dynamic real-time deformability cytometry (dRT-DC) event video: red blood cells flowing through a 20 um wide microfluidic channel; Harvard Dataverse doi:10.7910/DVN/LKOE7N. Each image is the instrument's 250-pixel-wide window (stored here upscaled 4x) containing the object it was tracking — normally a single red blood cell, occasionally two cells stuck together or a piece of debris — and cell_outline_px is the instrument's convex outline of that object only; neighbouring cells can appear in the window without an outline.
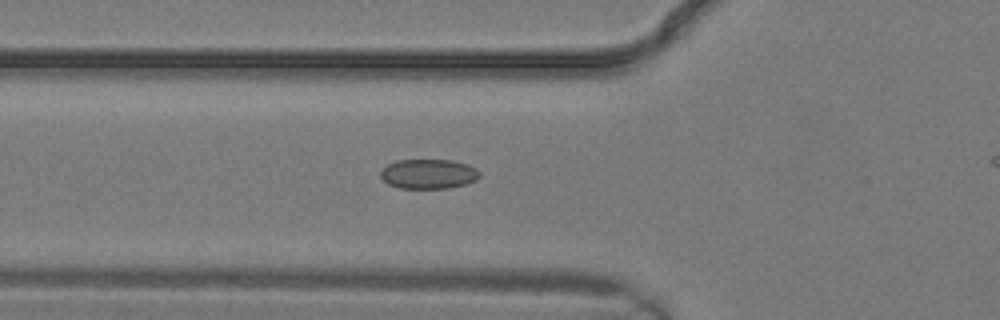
{"species": "common noctule bat (a hibernating species)", "species_latin": "Nyctalus noctula", "temperature_condition": "warm", "stored_images_in_passage": 5, "camera_frame_rate_fps": 3000, "um_per_image_px": 0.085, "animal": {"sex": "male", "body_mass_g": 19.2, "forearm_length_mm": 51.8}, "frame": {"image": 1, "passage_image": 3, "time_ms": 0.667, "image_size_px": [1000, 320], "cell_outline_px": [[480, 176], [476, 180], [464, 184], [448, 188], [400, 188], [388, 184], [380, 176], [380, 168], [396, 160], [452, 160], [468, 164], [476, 168], [480, 172]], "centroid_in_image_um": [36.41, 14.77], "position_along_channel_um": 89.4, "area_um2": 17.22}}
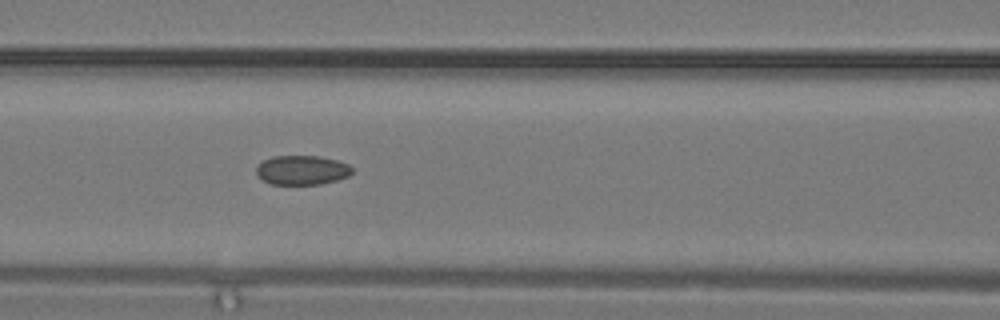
{"frame": {"image": 2, "passage_image": 5, "time_ms": 1.333, "image_size_px": [1000, 320], "cell_outline_px": [[352, 172], [348, 176], [336, 180], [320, 184], [272, 184], [264, 180], [256, 172], [256, 164], [272, 156], [320, 156], [336, 160], [348, 164], [352, 168]], "centroid_in_image_um": [25.66, 14.45], "position_along_channel_um": 140.9, "area_um2": 16.3}}